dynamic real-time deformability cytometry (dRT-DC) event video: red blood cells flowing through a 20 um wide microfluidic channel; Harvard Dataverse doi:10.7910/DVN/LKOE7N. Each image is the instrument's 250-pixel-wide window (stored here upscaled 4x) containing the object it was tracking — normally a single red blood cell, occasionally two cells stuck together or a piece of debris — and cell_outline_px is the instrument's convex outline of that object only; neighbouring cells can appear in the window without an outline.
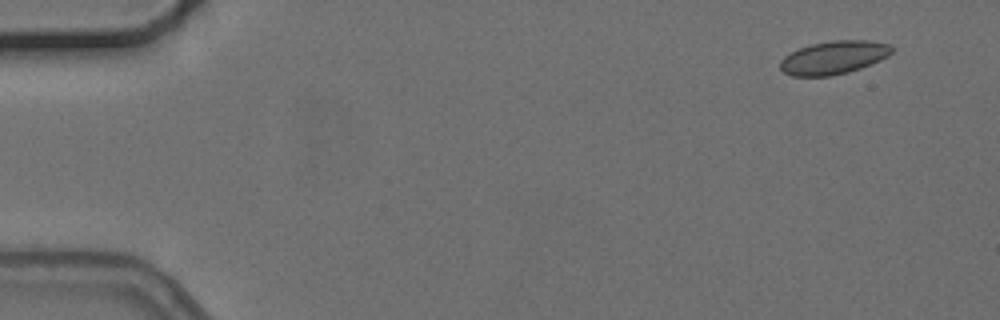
{"species": "common noctule bat (a hibernating species)", "species_latin": "Nyctalus noctula", "temperature_condition": "cold", "stored_images_in_passage": 5, "camera_frame_rate_fps": 3000, "um_per_image_px": 0.085, "animal": {"sex": "female", "body_mass_g": 24.6, "forearm_length_mm": 56.2}, "frame": {"image": 1, "passage_image": 1, "time_ms": 0.0, "image_size_px": [1000, 320], "cell_outline_px": [[896, 48], [888, 56], [880, 60], [860, 68], [848, 72], [832, 76], [792, 76], [784, 72], [780, 68], [780, 60], [784, 56], [800, 48], [812, 44], [832, 40], [868, 40], [892, 44]], "centroid_in_image_um": [70.9, 4.88], "position_along_channel_um": 14.1, "area_um2": 21.73}}
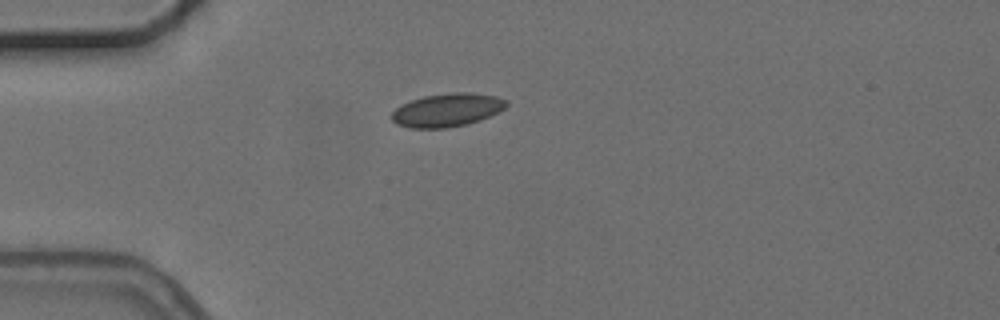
{"frame": {"image": 2, "passage_image": 4, "time_ms": 3.667, "image_size_px": [1000, 320], "cell_outline_px": [[508, 104], [504, 108], [480, 120], [468, 124], [448, 128], [408, 128], [396, 124], [392, 120], [392, 112], [396, 108], [412, 100], [424, 96], [452, 92], [472, 92], [496, 96], [508, 100]], "centroid_in_image_um": [38.01, 9.35], "position_along_channel_um": 47.0, "area_um2": 22.25}}